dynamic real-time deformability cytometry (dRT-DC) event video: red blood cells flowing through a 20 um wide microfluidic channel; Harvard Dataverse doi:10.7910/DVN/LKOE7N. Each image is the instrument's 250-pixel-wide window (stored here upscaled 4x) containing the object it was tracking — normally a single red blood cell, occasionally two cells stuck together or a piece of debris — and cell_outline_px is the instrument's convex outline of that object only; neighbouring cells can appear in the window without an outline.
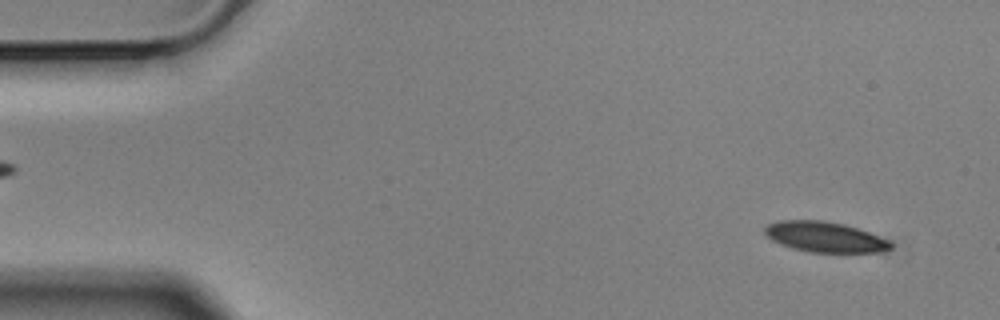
{"species": "Egyptian fruit bat (a non-hibernating species)", "species_latin": "Rousettus aegyptiacus", "temperature_condition": "cold", "stored_images_in_passage": 55, "camera_frame_rate_fps": 3000, "um_per_image_px": 0.085, "animal": {"sex": "male"}, "frame": {"image": 1, "passage_image": 3, "time_ms": 0.667, "image_size_px": [1000, 320], "cell_outline_px": [[896, 244], [892, 248], [876, 252], [808, 252], [792, 248], [780, 244], [772, 240], [764, 232], [764, 228], [768, 224], [776, 220], [824, 220], [844, 224], [892, 240]], "centroid_in_image_um": [70.14, 20.14], "position_along_channel_um": 14.9, "area_um2": 22.48}}
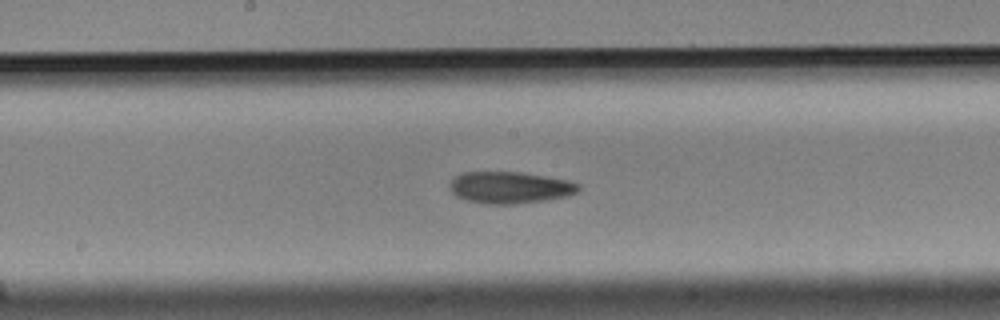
{"frame": {"image": 2, "passage_image": 28, "time_ms": 9.0, "image_size_px": [1000, 320], "cell_outline_px": [[580, 192], [568, 196], [548, 200], [516, 204], [484, 204], [464, 200], [456, 196], [448, 188], [452, 180], [456, 176], [464, 172], [524, 172], [568, 180], [580, 184]], "centroid_in_image_um": [43.37, 15.95], "position_along_channel_um": 204.8, "area_um2": 24.22}}
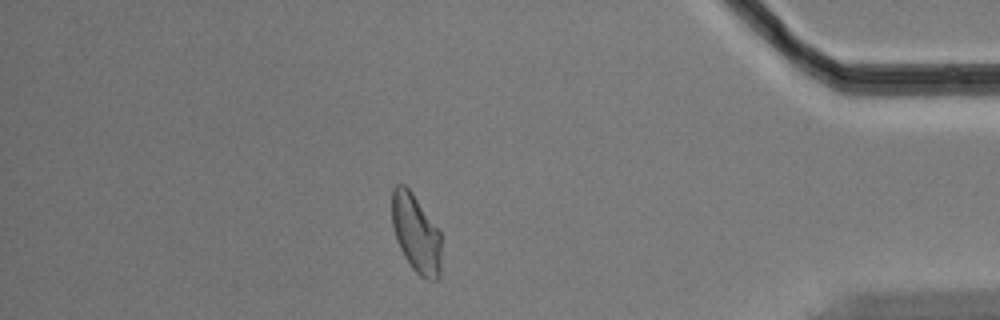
{"frame": {"image": 3, "passage_image": 48, "time_ms": 15.667, "image_size_px": [1000, 320], "cell_outline_px": [[440, 276], [436, 280], [428, 280], [420, 276], [412, 268], [404, 256], [396, 240], [392, 224], [392, 188], [396, 184], [404, 184], [412, 192], [440, 232]], "centroid_in_image_um": [35.34, 19.84], "position_along_channel_um": 399.9, "area_um2": 22.43}, "authors_computed_cell_mechanics": {"area_um2": 23.6402, "velocity_mm_per_s": 3.5055, "shape_relaxation_time_tau1_ms": 7.196, "shape_relaxation_time_tau2_ms": 5.6002, "deformation_change_tau1": 0.1489, "deformation_change_tau2": 0.1212}}